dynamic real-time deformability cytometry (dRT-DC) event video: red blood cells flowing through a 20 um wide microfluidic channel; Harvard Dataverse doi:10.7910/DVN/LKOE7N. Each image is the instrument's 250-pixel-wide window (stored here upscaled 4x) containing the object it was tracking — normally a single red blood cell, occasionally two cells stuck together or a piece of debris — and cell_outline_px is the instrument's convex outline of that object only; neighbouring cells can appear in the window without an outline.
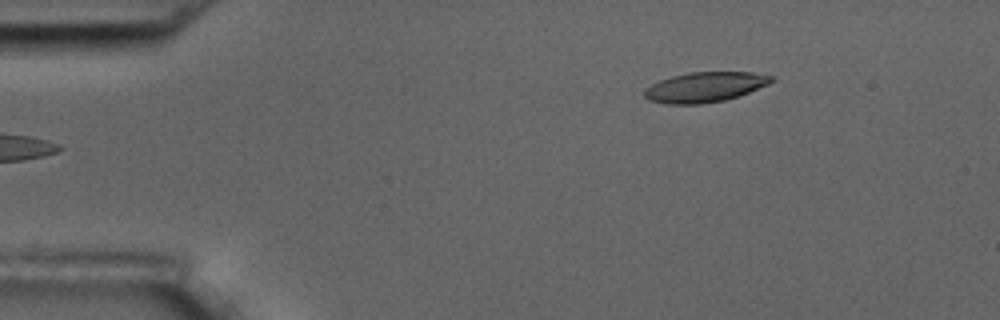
{"species": "common noctule bat (a hibernating species)", "species_latin": "Nyctalus noctula", "temperature_condition": "room temperature", "stored_images_in_passage": 11, "camera_frame_rate_fps": 3000, "um_per_image_px": 0.085, "animal": {"sex": "male", "body_mass_g": 17.5, "forearm_length_mm": 52.3}, "frame": {"image": 1, "passage_image": 1, "time_ms": 0.0, "image_size_px": [1000, 320], "cell_outline_px": [[776, 80], [768, 84], [748, 92], [724, 100], [700, 104], [668, 104], [648, 100], [644, 96], [644, 92], [652, 84], [660, 80], [672, 76], [688, 72], [752, 72], [772, 76]], "centroid_in_image_um": [59.91, 7.39], "position_along_channel_um": 25.1, "area_um2": 22.02}}
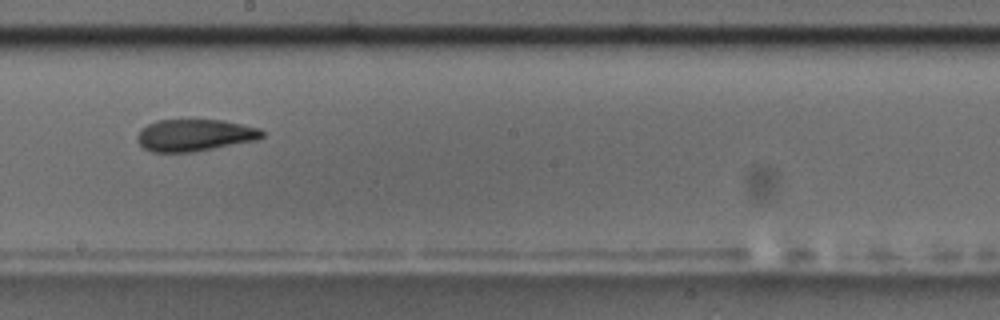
{"frame": {"image": 2, "passage_image": 7, "time_ms": 7.667, "image_size_px": [1000, 320], "cell_outline_px": [[264, 136], [256, 140], [192, 152], [152, 152], [144, 148], [136, 140], [136, 136], [140, 128], [156, 120], [220, 120], [260, 128], [264, 132]], "centroid_in_image_um": [16.5, 11.49], "position_along_channel_um": 231.7, "area_um2": 23.18}}
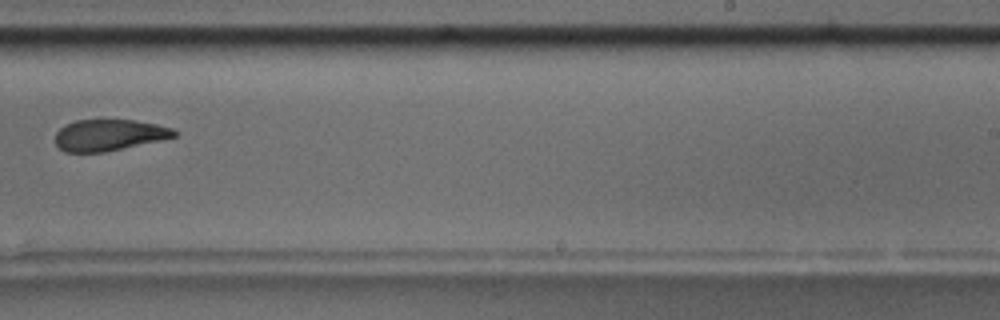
{"frame": {"image": 3, "passage_image": 8, "time_ms": 9.0, "image_size_px": [1000, 320], "cell_outline_px": [[176, 136], [104, 152], [64, 152], [56, 144], [56, 132], [64, 124], [76, 120], [136, 120], [156, 124], [172, 128], [176, 132]], "centroid_in_image_um": [9.22, 11.47], "position_along_channel_um": 279.8, "area_um2": 21.44}, "authors_computed_cell_mechanics": {"area_um2": 23.5246, "velocity_mm_per_s": 3.6022, "shape_relaxation_time_tau1_ms": 8.698, "shape_relaxation_time_tau2_ms": null, "deformation_change_tau1": 0.194, "deformation_change_tau2": null}}